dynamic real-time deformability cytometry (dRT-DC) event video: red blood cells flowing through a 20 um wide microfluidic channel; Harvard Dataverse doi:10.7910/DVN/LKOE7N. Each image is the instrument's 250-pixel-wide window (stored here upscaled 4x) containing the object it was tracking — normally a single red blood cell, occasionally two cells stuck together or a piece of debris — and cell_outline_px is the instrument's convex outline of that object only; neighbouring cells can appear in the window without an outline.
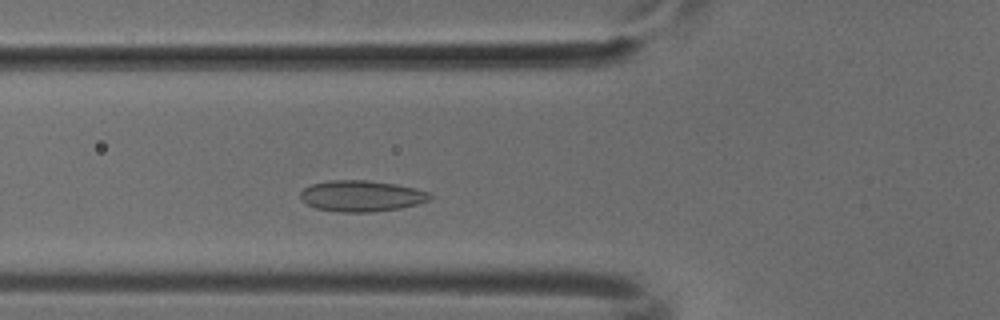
{"species": "common noctule bat (a hibernating species)", "species_latin": "Nyctalus noctula", "temperature_condition": "cold", "stored_images_in_passage": 43, "camera_frame_rate_fps": 3000, "um_per_image_px": 0.085, "animal": {"sex": "male", "body_mass_g": 18.8}, "frame": {"image": 1, "passage_image": 10, "time_ms": 3.0, "image_size_px": [1000, 320], "cell_outline_px": [[432, 196], [428, 200], [416, 204], [400, 208], [372, 212], [340, 212], [316, 208], [300, 200], [300, 192], [304, 188], [312, 184], [328, 180], [368, 180], [396, 184], [416, 188], [428, 192]], "centroid_in_image_um": [30.7, 16.65], "position_along_channel_um": 95.1, "area_um2": 23.47}}
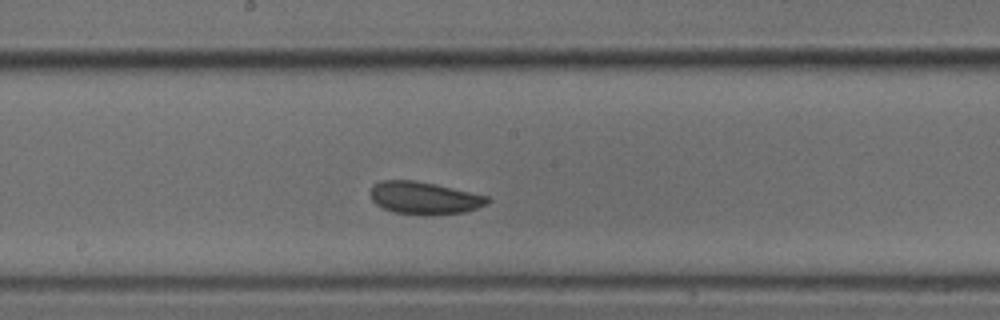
{"frame": {"image": 2, "passage_image": 19, "time_ms": 6.0, "image_size_px": [1000, 320], "cell_outline_px": [[492, 200], [488, 204], [464, 212], [424, 216], [396, 212], [384, 208], [376, 204], [372, 200], [372, 184], [384, 180], [416, 180], [436, 184], [488, 196]], "centroid_in_image_um": [36.09, 16.83], "position_along_channel_um": 212.1, "area_um2": 22.2}}
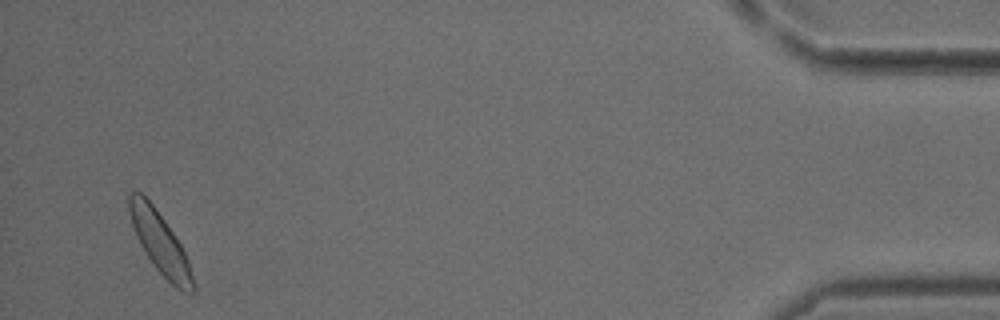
{"frame": {"image": 3, "passage_image": 41, "time_ms": 13.333, "image_size_px": [1000, 320], "cell_outline_px": [[196, 288], [192, 292], [184, 292], [176, 288], [152, 264], [144, 252], [136, 236], [128, 212], [128, 196], [132, 192], [140, 192], [152, 204], [164, 220], [180, 244], [188, 260], [196, 284]], "centroid_in_image_um": [13.6, 20.67], "position_along_channel_um": 421.6, "area_um2": 22.48}}